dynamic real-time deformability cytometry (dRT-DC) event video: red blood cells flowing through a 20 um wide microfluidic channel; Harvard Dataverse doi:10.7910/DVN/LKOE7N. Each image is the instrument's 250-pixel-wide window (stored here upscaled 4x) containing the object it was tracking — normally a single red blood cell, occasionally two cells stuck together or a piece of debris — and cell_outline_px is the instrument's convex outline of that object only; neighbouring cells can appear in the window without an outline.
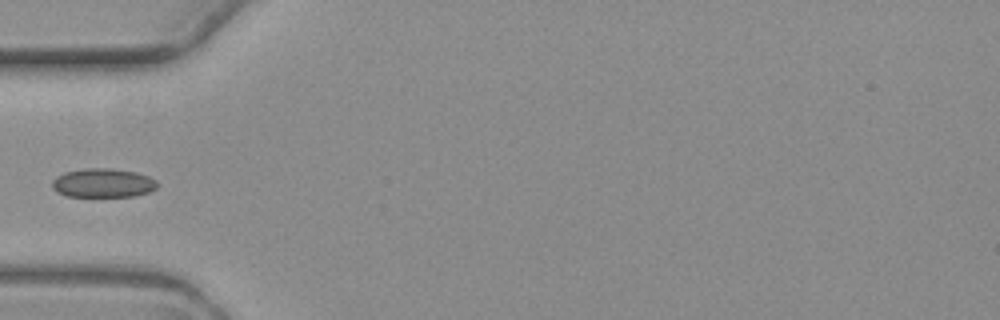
{"species": "common noctule bat (a hibernating species)", "species_latin": "Nyctalus noctula", "temperature_condition": "warm", "stored_images_in_passage": 2, "camera_frame_rate_fps": 3000, "um_per_image_px": 0.085, "animal": {"sex": "female", "body_mass_g": 19.3, "forearm_length_mm": 54.1}, "frame": {"image": 1, "passage_image": 2, "time_ms": 1.0, "image_size_px": [1000, 320], "cell_outline_px": [[156, 188], [148, 192], [132, 196], [64, 196], [56, 192], [52, 188], [52, 180], [56, 176], [64, 172], [84, 168], [112, 168], [136, 172], [148, 176], [156, 180]], "centroid_in_image_um": [8.7, 15.54], "position_along_channel_um": 76.3, "area_um2": 17.8}}